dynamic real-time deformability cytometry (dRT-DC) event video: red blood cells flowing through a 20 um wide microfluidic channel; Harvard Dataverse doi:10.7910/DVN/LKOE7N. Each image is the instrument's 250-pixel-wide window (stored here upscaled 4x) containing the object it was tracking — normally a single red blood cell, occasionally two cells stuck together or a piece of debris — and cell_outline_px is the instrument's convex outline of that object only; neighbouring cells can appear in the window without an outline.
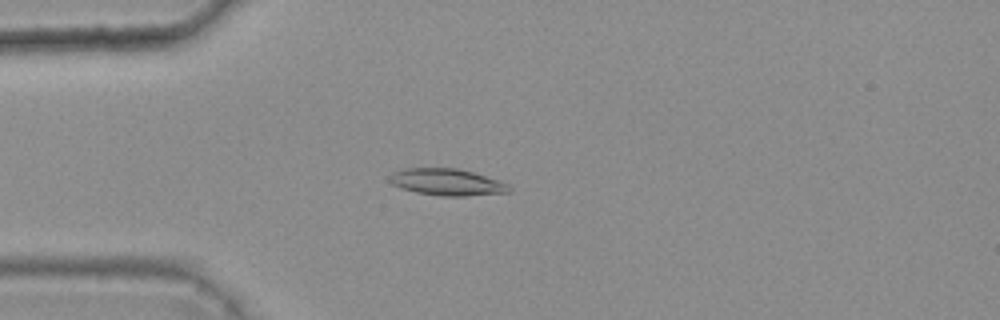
{"species": "common noctule bat (a hibernating species)", "species_latin": "Nyctalus noctula", "temperature_condition": "warm", "stored_images_in_passage": 5, "camera_frame_rate_fps": 3000, "um_per_image_px": 0.085, "animal": {"sex": "female", "body_mass_g": 25.1}, "frame": {"image": 1, "passage_image": 3, "time_ms": 0.667, "image_size_px": [1000, 320], "cell_outline_px": [[512, 192], [464, 196], [440, 196], [416, 192], [400, 188], [392, 184], [388, 180], [392, 172], [404, 168], [456, 168], [472, 172], [508, 184], [512, 188]], "centroid_in_image_um": [37.96, 15.48], "position_along_channel_um": 47.0, "area_um2": 18.61}}